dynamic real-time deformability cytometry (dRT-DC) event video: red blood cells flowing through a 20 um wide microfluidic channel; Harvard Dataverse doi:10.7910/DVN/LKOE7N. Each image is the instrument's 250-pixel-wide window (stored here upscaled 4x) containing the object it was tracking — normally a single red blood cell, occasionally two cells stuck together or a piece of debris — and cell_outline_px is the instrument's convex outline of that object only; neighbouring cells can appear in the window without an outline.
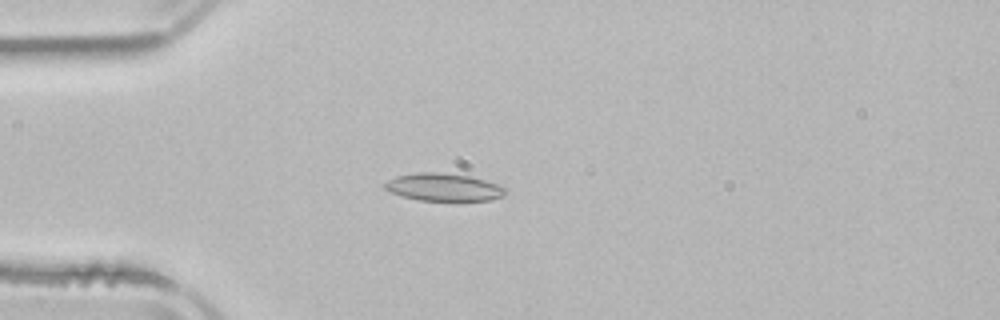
{"species": "common noctule bat (a hibernating species)", "species_latin": "Nyctalus noctula", "temperature_condition": "room temperature", "stored_images_in_passage": 4, "camera_frame_rate_fps": 3000, "um_per_image_px": 0.085, "animal": {"sex": "male", "body_mass_g": 21.5, "forearm_length_mm": 52.0}, "frame": {"image": 1, "passage_image": 3, "time_ms": 4.0, "image_size_px": [1000, 320], "cell_outline_px": [[508, 188], [500, 196], [492, 200], [420, 200], [400, 196], [384, 188], [384, 184], [388, 180], [396, 176], [420, 172], [440, 172], [472, 176]], "centroid_in_image_um": [37.69, 15.9], "position_along_channel_um": 47.3, "area_um2": 19.25}}